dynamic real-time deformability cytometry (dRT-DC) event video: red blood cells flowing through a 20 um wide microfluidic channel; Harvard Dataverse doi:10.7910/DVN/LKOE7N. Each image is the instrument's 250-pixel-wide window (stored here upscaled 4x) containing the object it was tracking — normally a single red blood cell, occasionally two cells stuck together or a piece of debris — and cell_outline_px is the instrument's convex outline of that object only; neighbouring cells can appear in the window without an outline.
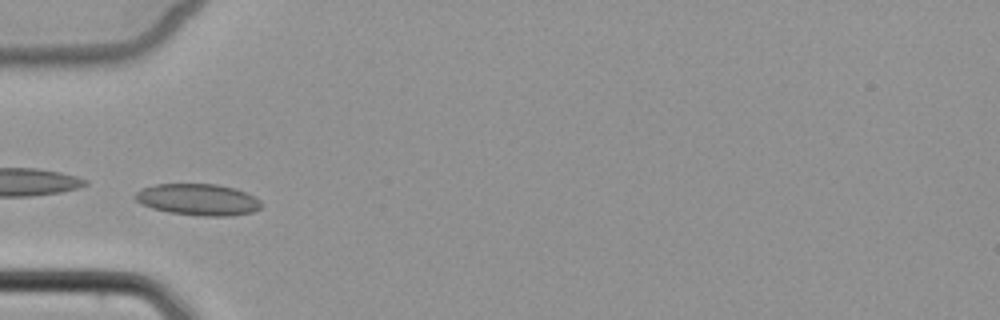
{"species": "common noctule bat (a hibernating species)", "species_latin": "Nyctalus noctula", "temperature_condition": "cold", "stored_images_in_passage": 8, "camera_frame_rate_fps": 3000, "um_per_image_px": 0.085, "animal": {"sex": "female", "body_mass_g": 22.7, "forearm_length_mm": 54.2}, "frame": {"image": 1, "passage_image": 5, "time_ms": 5.667, "image_size_px": [1000, 320], "cell_outline_px": [[260, 208], [252, 212], [228, 216], [204, 216], [168, 212], [152, 208], [140, 204], [132, 196], [140, 188], [156, 184], [216, 184], [232, 188], [244, 192], [260, 200]], "centroid_in_image_um": [16.76, 16.96], "position_along_channel_um": 68.2, "area_um2": 23.06}}
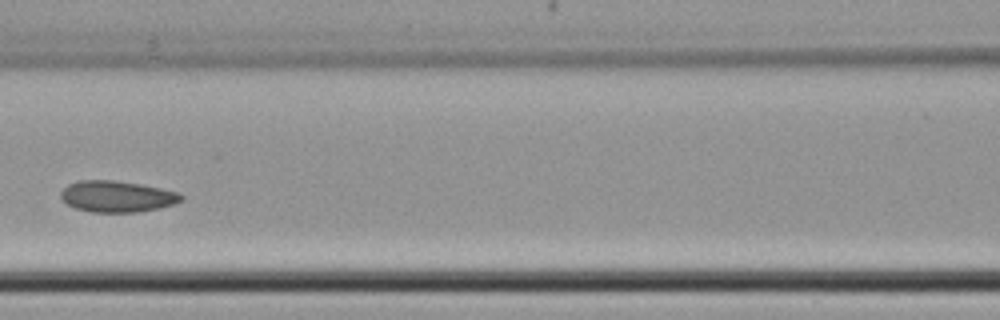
{"frame": {"image": 2, "passage_image": 7, "time_ms": 8.0, "image_size_px": [1000, 320], "cell_outline_px": [[184, 200], [176, 204], [160, 208], [136, 212], [92, 212], [76, 208], [68, 204], [60, 196], [60, 192], [68, 184], [76, 180], [112, 180], [140, 184], [160, 188], [176, 192], [184, 196]], "centroid_in_image_um": [9.96, 16.7], "position_along_channel_um": 156.6, "area_um2": 21.96}}
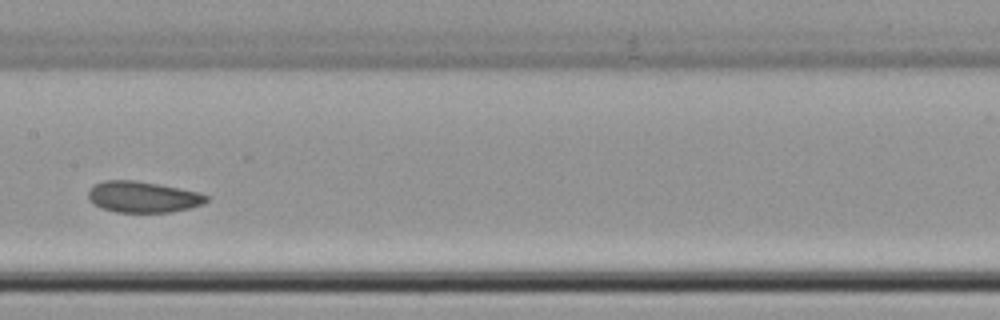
{"frame": {"image": 3, "passage_image": 8, "time_ms": 9.0, "image_size_px": [1000, 320], "cell_outline_px": [[208, 200], [204, 204], [172, 212], [116, 212], [100, 208], [88, 200], [88, 188], [92, 184], [104, 180], [136, 180], [200, 192], [208, 196]], "centroid_in_image_um": [12.1, 16.73], "position_along_channel_um": 195.3, "area_um2": 21.68}}